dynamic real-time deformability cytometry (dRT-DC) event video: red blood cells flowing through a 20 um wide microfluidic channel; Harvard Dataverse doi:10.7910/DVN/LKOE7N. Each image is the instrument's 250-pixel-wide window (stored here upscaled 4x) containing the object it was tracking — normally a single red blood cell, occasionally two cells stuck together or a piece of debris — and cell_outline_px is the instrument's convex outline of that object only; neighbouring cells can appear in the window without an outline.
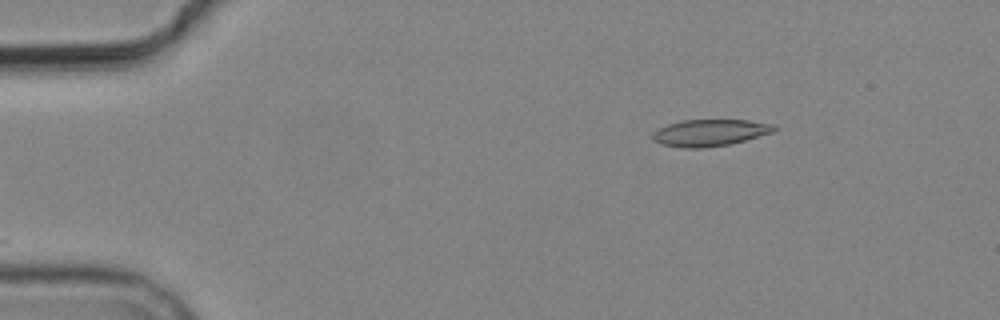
{"species": "common noctule bat (a hibernating species)", "species_latin": "Nyctalus noctula", "temperature_condition": "cold", "stored_images_in_passage": 7, "camera_frame_rate_fps": 3000, "um_per_image_px": 0.085, "animal": {"sex": "male", "body_mass_g": 19.2, "forearm_length_mm": 51.8}, "frame": {"image": 1, "passage_image": 2, "time_ms": 2.0, "image_size_px": [1000, 320], "cell_outline_px": [[776, 132], [732, 144], [704, 148], [684, 148], [660, 144], [652, 140], [652, 132], [668, 124], [680, 120], [748, 120], [776, 124]], "centroid_in_image_um": [60.38, 11.29], "position_along_channel_um": 24.6, "area_um2": 19.31}}
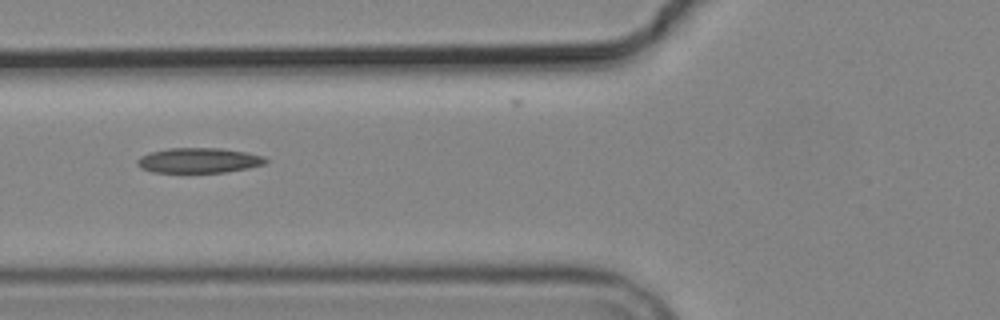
{"frame": {"image": 2, "passage_image": 5, "time_ms": 6.333, "image_size_px": [1000, 320], "cell_outline_px": [[268, 160], [264, 164], [248, 168], [224, 172], [152, 172], [140, 168], [136, 164], [136, 160], [140, 156], [148, 152], [168, 148], [220, 148], [248, 152], [264, 156]], "centroid_in_image_um": [16.87, 13.62], "position_along_channel_um": 108.9, "area_um2": 18.9}}
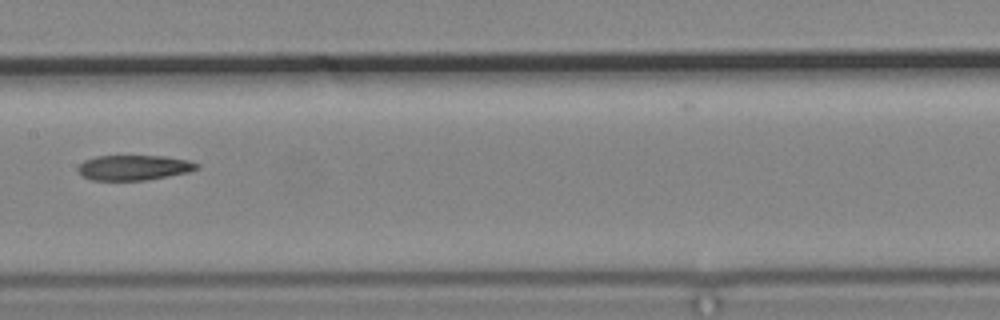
{"frame": {"image": 3, "passage_image": 7, "time_ms": 8.667, "image_size_px": [1000, 320], "cell_outline_px": [[200, 168], [188, 172], [148, 180], [92, 180], [84, 176], [76, 168], [84, 160], [96, 156], [164, 156], [188, 160], [200, 164]], "centroid_in_image_um": [11.41, 14.24], "position_along_channel_um": 196.0, "area_um2": 17.4}}